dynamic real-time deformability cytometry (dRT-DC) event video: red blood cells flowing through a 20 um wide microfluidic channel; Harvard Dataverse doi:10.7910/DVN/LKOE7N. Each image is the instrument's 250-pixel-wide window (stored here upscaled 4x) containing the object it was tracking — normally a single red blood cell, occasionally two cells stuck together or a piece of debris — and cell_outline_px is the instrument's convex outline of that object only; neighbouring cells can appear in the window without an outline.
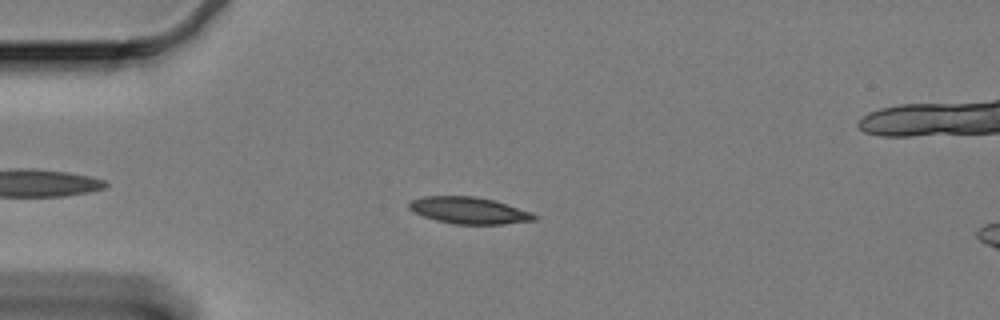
{"species": "Egyptian fruit bat (a non-hibernating species)", "species_latin": "Rousettus aegyptiacus", "temperature_condition": "cold", "stored_images_in_passage": 49, "camera_frame_rate_fps": 3000, "um_per_image_px": 0.085, "animal": {"sex": "female"}, "frame": {"image": 1, "passage_image": 3, "time_ms": 0.667, "image_size_px": [1000, 320], "cell_outline_px": [[540, 216], [536, 220], [504, 224], [452, 224], [436, 220], [424, 216], [408, 208], [408, 204], [412, 200], [424, 196], [476, 196], [492, 200], [532, 212]], "centroid_in_image_um": [39.9, 17.89], "position_along_channel_um": 45.1, "area_um2": 19.42}}
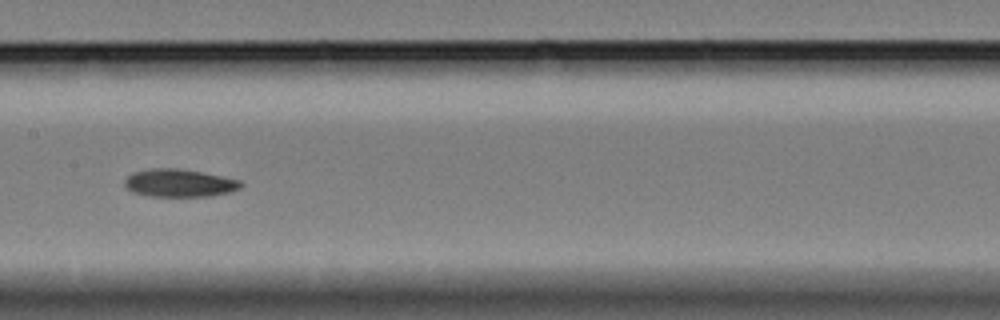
{"frame": {"image": 2, "passage_image": 18, "time_ms": 5.667, "image_size_px": [1000, 320], "cell_outline_px": [[244, 184], [240, 188], [228, 192], [208, 196], [148, 196], [132, 192], [124, 184], [124, 180], [132, 172], [152, 168], [176, 168], [204, 172], [240, 180]], "centroid_in_image_um": [15.23, 15.55], "position_along_channel_um": 192.2, "area_um2": 18.84}}
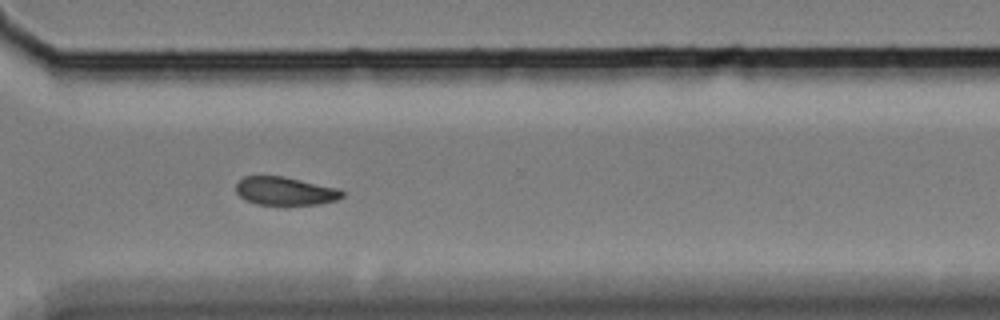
{"frame": {"image": 3, "passage_image": 32, "time_ms": 10.333, "image_size_px": [1000, 320], "cell_outline_px": [[344, 196], [336, 200], [320, 204], [256, 204], [244, 200], [236, 192], [236, 180], [244, 176], [284, 176], [340, 188], [344, 192]], "centroid_in_image_um": [24.23, 16.22], "position_along_channel_um": 346.4, "area_um2": 17.69}, "authors_computed_cell_mechanics": {"area_um2": 18.785, "velocity_mm_per_s": 3.3108, "shape_relaxation_time_tau1_ms": 6.1843, "shape_relaxation_time_tau2_ms": null, "deformation_change_tau1": 0.118, "deformation_change_tau2": null}}